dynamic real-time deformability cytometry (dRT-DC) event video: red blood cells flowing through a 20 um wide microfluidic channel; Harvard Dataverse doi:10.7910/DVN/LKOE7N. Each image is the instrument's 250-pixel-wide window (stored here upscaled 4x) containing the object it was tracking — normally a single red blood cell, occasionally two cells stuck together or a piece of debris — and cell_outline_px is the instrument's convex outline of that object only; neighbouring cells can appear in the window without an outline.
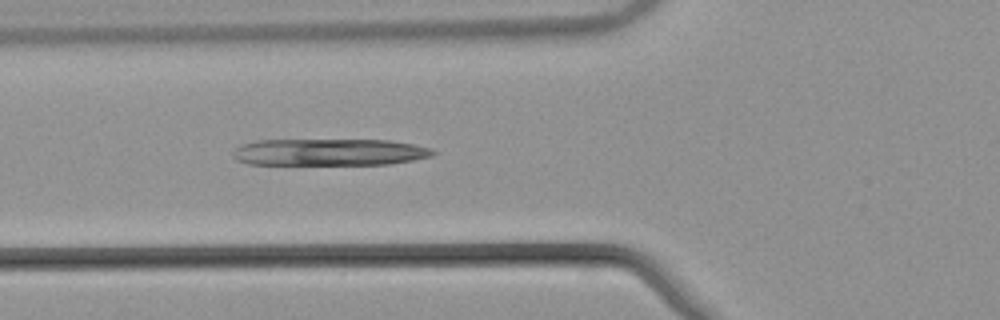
{"species": "common noctule bat (a hibernating species)", "species_latin": "Nyctalus noctula", "temperature_condition": "warm", "stored_images_in_passage": 40, "camera_frame_rate_fps": 3000, "um_per_image_px": 0.085, "animal": {"sex": "male", "body_mass_g": 21.5, "forearm_length_mm": 52.0}, "frame": {"image": 1, "passage_image": 10, "time_ms": 3.0, "image_size_px": [1000, 320], "cell_outline_px": [[436, 152], [432, 156], [392, 164], [248, 164], [236, 160], [232, 156], [232, 152], [240, 144], [256, 140], [388, 140], [412, 144], [432, 148]], "centroid_in_image_um": [27.96, 12.93], "position_along_channel_um": 97.8, "area_um2": 31.39}}
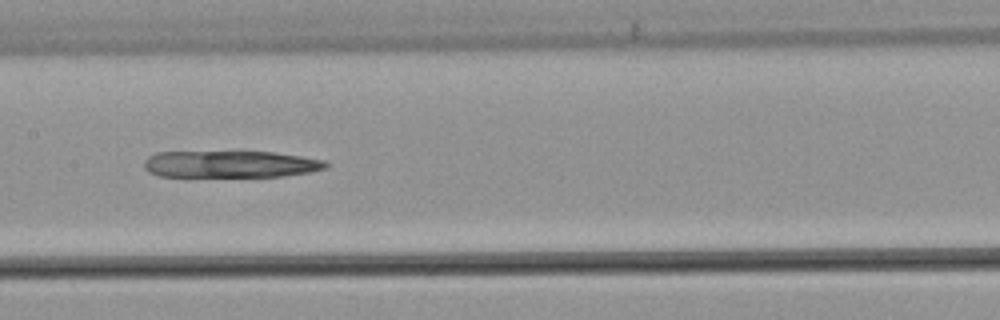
{"frame": {"image": 2, "passage_image": 17, "time_ms": 5.333, "image_size_px": [1000, 320], "cell_outline_px": [[328, 168], [308, 172], [284, 176], [160, 176], [148, 172], [144, 168], [144, 160], [148, 156], [156, 152], [272, 152], [300, 156], [324, 160], [328, 164]], "centroid_in_image_um": [19.56, 13.95], "position_along_channel_um": 187.8, "area_um2": 28.32}}
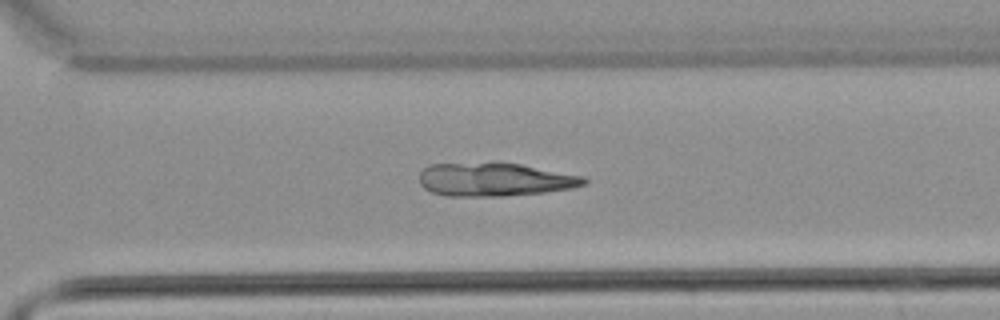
{"frame": {"image": 3, "passage_image": 28, "time_ms": 9.0, "image_size_px": [1000, 320], "cell_outline_px": [[588, 180], [584, 184], [572, 188], [544, 192], [504, 196], [444, 196], [432, 192], [424, 188], [420, 184], [420, 172], [428, 164], [520, 164], [584, 176]], "centroid_in_image_um": [42.04, 15.28], "position_along_channel_um": 328.6, "area_um2": 31.56}}